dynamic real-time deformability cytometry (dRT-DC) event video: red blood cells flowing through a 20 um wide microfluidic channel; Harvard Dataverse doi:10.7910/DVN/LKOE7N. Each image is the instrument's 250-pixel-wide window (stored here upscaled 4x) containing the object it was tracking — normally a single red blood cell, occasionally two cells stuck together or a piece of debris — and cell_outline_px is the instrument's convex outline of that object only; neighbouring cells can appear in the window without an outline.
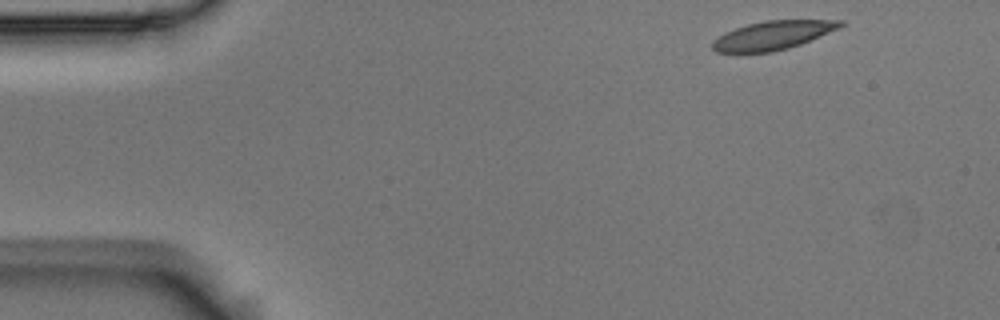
{"species": "Egyptian fruit bat (a non-hibernating species)", "species_latin": "Rousettus aegyptiacus", "temperature_condition": "room temperature", "stored_images_in_passage": 4, "camera_frame_rate_fps": 3000, "um_per_image_px": 0.085, "animal": {"sex": "male"}, "frame": {"image": 1, "passage_image": 1, "time_ms": 0.0, "image_size_px": [1000, 320], "cell_outline_px": [[844, 24], [840, 28], [800, 44], [788, 48], [772, 52], [716, 52], [712, 48], [712, 40], [724, 32], [748, 24], [764, 20], [844, 20]], "centroid_in_image_um": [65.68, 2.99], "position_along_channel_um": 19.3, "area_um2": 21.33}}
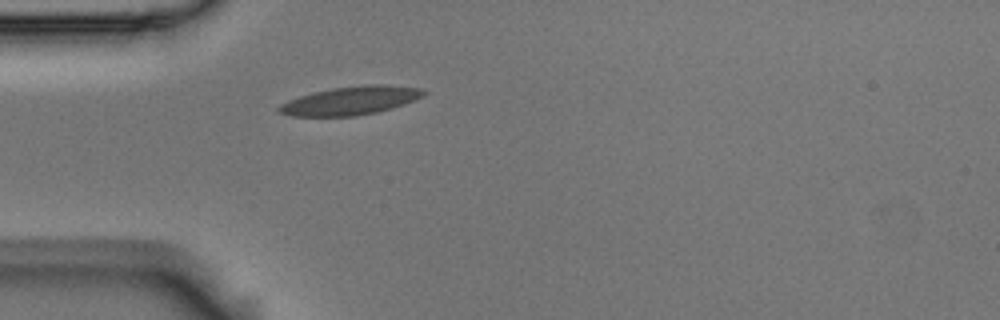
{"frame": {"image": 2, "passage_image": 4, "time_ms": 1.0, "image_size_px": [1000, 320], "cell_outline_px": [[428, 92], [424, 96], [404, 104], [392, 108], [376, 112], [356, 116], [292, 116], [280, 112], [276, 108], [280, 104], [288, 100], [312, 92], [332, 88], [368, 84], [384, 84], [420, 88]], "centroid_in_image_um": [29.81, 8.55], "position_along_channel_um": 55.2, "area_um2": 23.99}}